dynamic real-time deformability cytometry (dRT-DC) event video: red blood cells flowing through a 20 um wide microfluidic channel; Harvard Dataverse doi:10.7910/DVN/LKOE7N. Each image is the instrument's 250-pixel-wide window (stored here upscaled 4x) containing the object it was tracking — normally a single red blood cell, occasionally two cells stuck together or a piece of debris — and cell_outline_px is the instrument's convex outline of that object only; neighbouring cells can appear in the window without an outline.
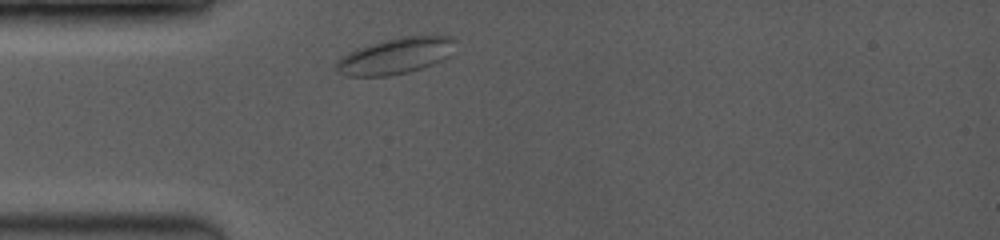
{"species": "common noctule bat (a hibernating species)", "species_latin": "Nyctalus noctula", "temperature_condition": "room temperature", "stored_images_in_passage": 5, "camera_frame_rate_fps": 3500, "um_per_image_px": 0.085, "animal": {"sex": "female", "body_mass_g": 19.0, "forearm_length_mm": 53.3}, "frame": {"image": 1, "passage_image": 1, "time_ms": 0.0, "image_size_px": [1000, 240], "cell_outline_px": [[456, 40], [440, 60], [432, 64], [408, 72], [388, 76], [348, 76], [340, 72], [336, 68], [336, 64], [340, 56], [356, 48], [368, 44], [384, 40], [404, 36], [456, 36]], "centroid_in_image_um": [33.53, 4.74], "position_along_channel_um": 51.5, "area_um2": 24.51}}
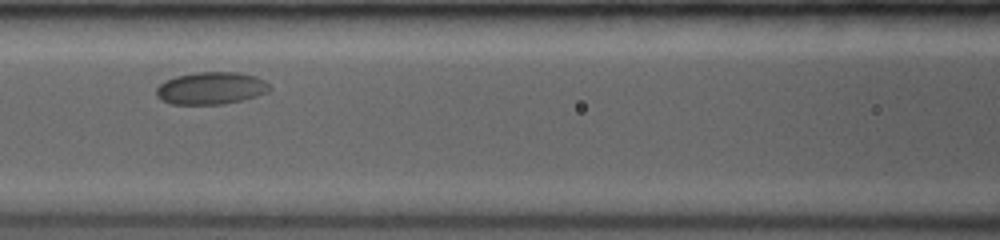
{"frame": {"image": 2, "passage_image": 4, "time_ms": 2.857, "image_size_px": [1000, 240], "cell_outline_px": [[272, 88], [268, 92], [244, 100], [224, 104], [172, 104], [160, 100], [156, 96], [156, 88], [164, 80], [176, 76], [196, 72], [240, 72], [256, 76], [264, 80]], "centroid_in_image_um": [17.94, 7.49], "position_along_channel_um": 148.7, "area_um2": 21.62}}
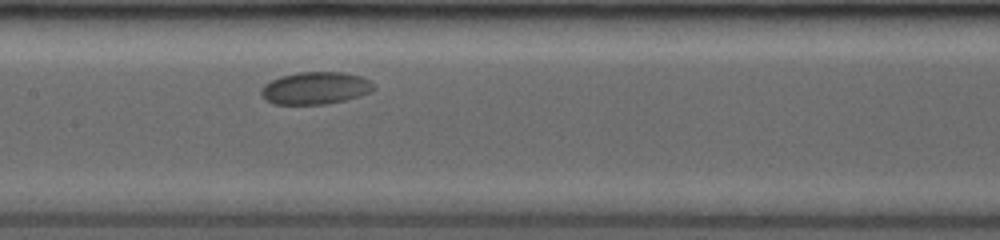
{"frame": {"image": 3, "passage_image": 5, "time_ms": 3.714, "image_size_px": [1000, 240], "cell_outline_px": [[376, 88], [372, 92], [344, 100], [324, 104], [272, 104], [264, 100], [260, 96], [260, 92], [264, 84], [280, 76], [300, 72], [340, 72], [360, 76], [368, 80]], "centroid_in_image_um": [26.76, 7.49], "position_along_channel_um": 180.6, "area_um2": 21.21}}